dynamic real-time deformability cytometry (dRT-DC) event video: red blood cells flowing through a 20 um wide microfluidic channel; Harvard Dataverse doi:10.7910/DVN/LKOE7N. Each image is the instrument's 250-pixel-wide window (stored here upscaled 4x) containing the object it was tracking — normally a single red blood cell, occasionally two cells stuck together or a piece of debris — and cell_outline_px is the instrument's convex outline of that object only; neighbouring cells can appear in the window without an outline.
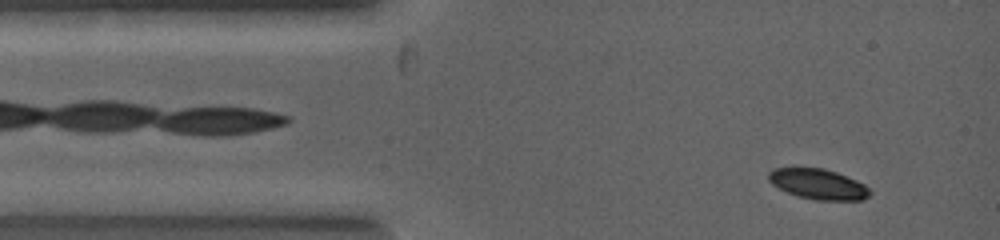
{"species": "common noctule bat (a hibernating species)", "species_latin": "Nyctalus noctula", "temperature_condition": "warm", "stored_images_in_passage": 26, "camera_frame_rate_fps": 5000, "um_per_image_px": 0.085, "animal": {"sex": "female", "body_mass_g": 19.0, "forearm_length_mm": 53.3}, "frame": {"image": 1, "passage_image": 1, "time_ms": 0.0, "image_size_px": [1000, 240], "cell_outline_px": [[872, 192], [864, 200], [816, 200], [796, 196], [772, 184], [768, 180], [768, 172], [772, 168], [824, 168], [836, 172], [856, 180], [864, 184]], "centroid_in_image_um": [69.54, 15.65], "position_along_channel_um": 15.5, "area_um2": 17.92}}
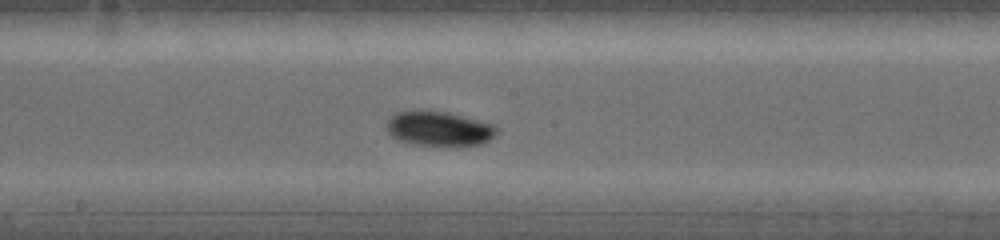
{"frame": {"image": 2, "passage_image": 13, "time_ms": 3.8, "image_size_px": [1000, 240], "cell_outline_px": [[500, 132], [496, 136], [480, 144], [456, 148], [412, 144], [400, 140], [392, 136], [388, 132], [388, 120], [396, 112], [448, 112], [492, 124]], "centroid_in_image_um": [37.39, 11.0], "position_along_channel_um": 210.8, "area_um2": 22.25}}
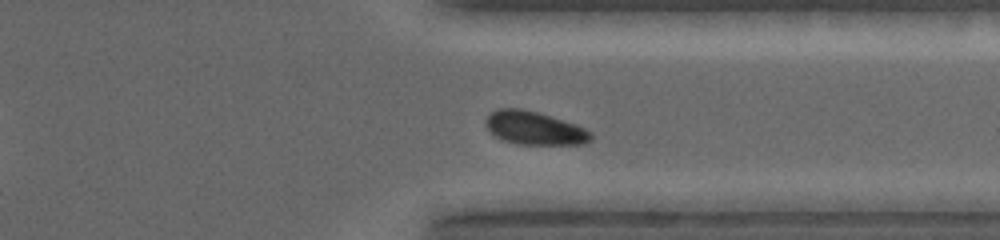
{"frame": {"image": 3, "passage_image": 22, "time_ms": 6.2, "image_size_px": [1000, 240], "cell_outline_px": [[592, 140], [584, 144], [520, 144], [500, 140], [484, 124], [484, 120], [492, 112], [500, 108], [520, 108], [536, 112], [576, 124], [592, 132]], "centroid_in_image_um": [45.43, 10.89], "position_along_channel_um": 366.0, "area_um2": 20.29}}